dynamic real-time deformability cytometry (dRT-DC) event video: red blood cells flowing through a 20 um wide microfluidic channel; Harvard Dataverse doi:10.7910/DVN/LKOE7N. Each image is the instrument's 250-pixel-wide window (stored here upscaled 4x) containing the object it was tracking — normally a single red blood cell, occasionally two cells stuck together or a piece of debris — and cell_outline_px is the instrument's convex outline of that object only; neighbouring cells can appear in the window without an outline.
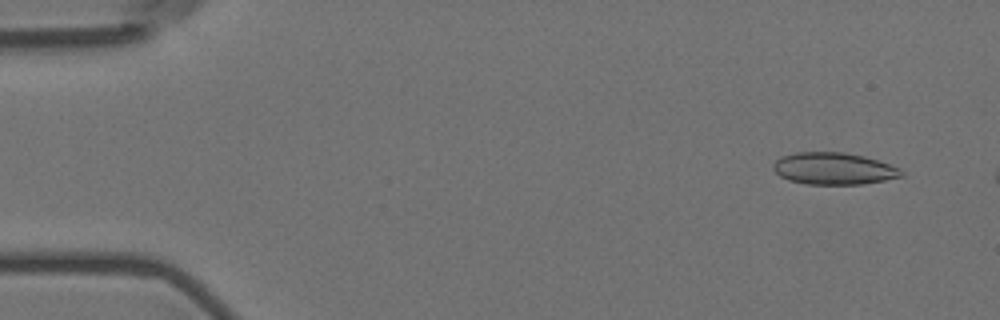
{"species": "Egyptian fruit bat (a non-hibernating species)", "species_latin": "Rousettus aegyptiacus", "temperature_condition": "room temperature", "stored_images_in_passage": 5, "camera_frame_rate_fps": 3000, "um_per_image_px": 0.085, "animal": {"sex": "female"}, "frame": {"image": 1, "passage_image": 2, "time_ms": 0.333, "image_size_px": [1000, 320], "cell_outline_px": [[904, 176], [884, 180], [860, 184], [808, 184], [788, 180], [780, 176], [772, 168], [772, 164], [780, 156], [796, 152], [844, 152], [864, 156], [900, 168], [904, 172]], "centroid_in_image_um": [70.84, 14.32], "position_along_channel_um": 14.2, "area_um2": 23.87}}